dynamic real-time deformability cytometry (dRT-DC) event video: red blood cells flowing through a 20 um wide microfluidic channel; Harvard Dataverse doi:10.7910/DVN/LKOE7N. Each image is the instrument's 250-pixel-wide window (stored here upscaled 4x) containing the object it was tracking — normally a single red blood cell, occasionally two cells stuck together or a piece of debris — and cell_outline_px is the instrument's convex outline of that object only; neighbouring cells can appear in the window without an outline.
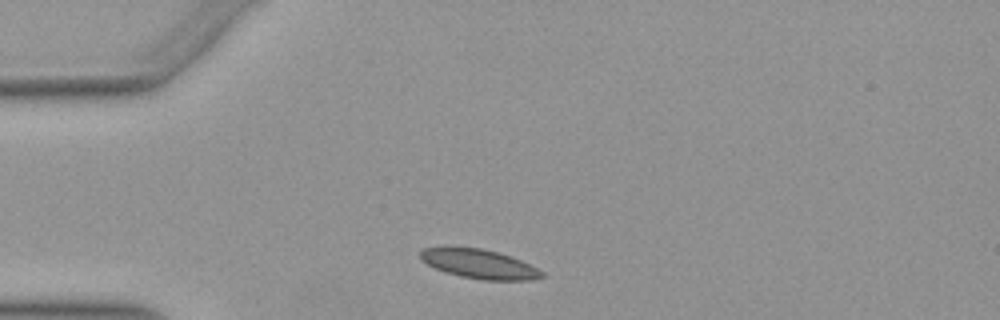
{"species": "Egyptian fruit bat (a non-hibernating species)", "species_latin": "Rousettus aegyptiacus", "temperature_condition": "warm", "stored_images_in_passage": 33, "camera_frame_rate_fps": 3000, "um_per_image_px": 0.085, "animal": {"sex": "female"}, "frame": {"image": 1, "passage_image": 3, "time_ms": 0.667, "image_size_px": [1000, 320], "cell_outline_px": [[548, 276], [532, 280], [484, 280], [460, 276], [436, 268], [428, 264], [420, 256], [420, 252], [424, 248], [448, 244], [480, 248], [496, 252], [520, 260], [544, 272]], "centroid_in_image_um": [40.71, 22.4], "position_along_channel_um": 44.3, "area_um2": 20.92}}
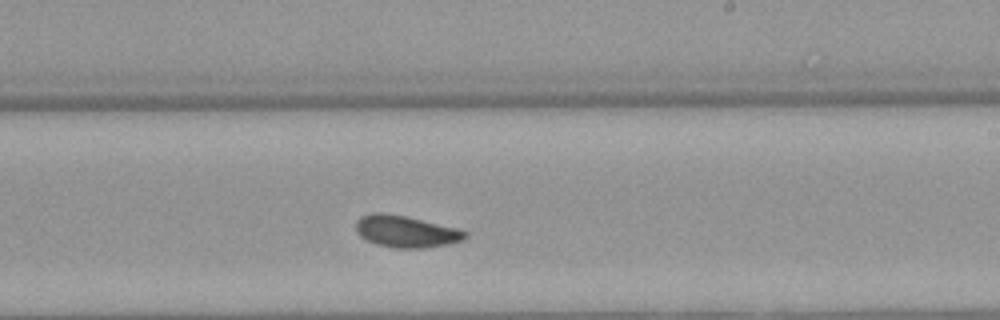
{"frame": {"image": 2, "passage_image": 21, "time_ms": 6.667, "image_size_px": [1000, 320], "cell_outline_px": [[468, 236], [464, 240], [448, 244], [424, 248], [392, 248], [376, 244], [360, 236], [356, 232], [356, 220], [360, 216], [372, 212], [384, 212], [404, 216], [456, 228], [468, 232]], "centroid_in_image_um": [34.48, 19.68], "position_along_channel_um": 254.5, "area_um2": 20.29}}
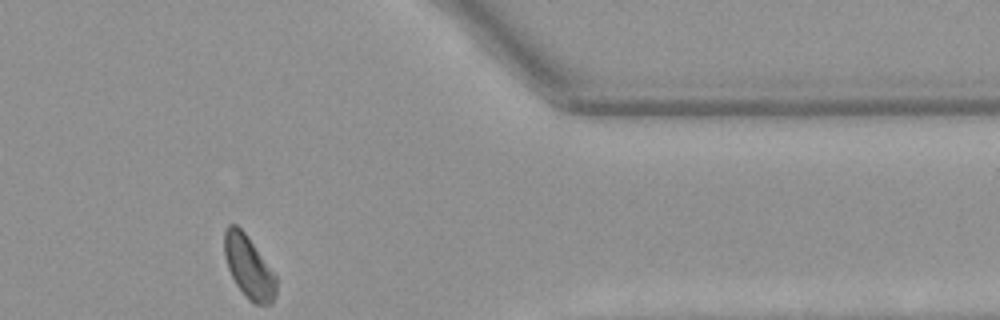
{"frame": {"image": 3, "passage_image": 33, "time_ms": 10.667, "image_size_px": [1000, 320], "cell_outline_px": [[276, 296], [272, 304], [256, 304], [236, 284], [228, 268], [224, 256], [224, 232], [228, 224], [236, 224], [244, 232], [276, 276]], "centroid_in_image_um": [21.13, 22.68], "position_along_channel_um": 390.3, "area_um2": 18.38}, "authors_computed_cell_mechanics": {"area_um2": 19.9988, "velocity_mm_per_s": 3.907, "shape_relaxation_time_tau1_ms": 5.223, "shape_relaxation_time_tau2_ms": 5.1449, "deformation_change_tau1": 0.0956, "deformation_change_tau2": 0.0659}}